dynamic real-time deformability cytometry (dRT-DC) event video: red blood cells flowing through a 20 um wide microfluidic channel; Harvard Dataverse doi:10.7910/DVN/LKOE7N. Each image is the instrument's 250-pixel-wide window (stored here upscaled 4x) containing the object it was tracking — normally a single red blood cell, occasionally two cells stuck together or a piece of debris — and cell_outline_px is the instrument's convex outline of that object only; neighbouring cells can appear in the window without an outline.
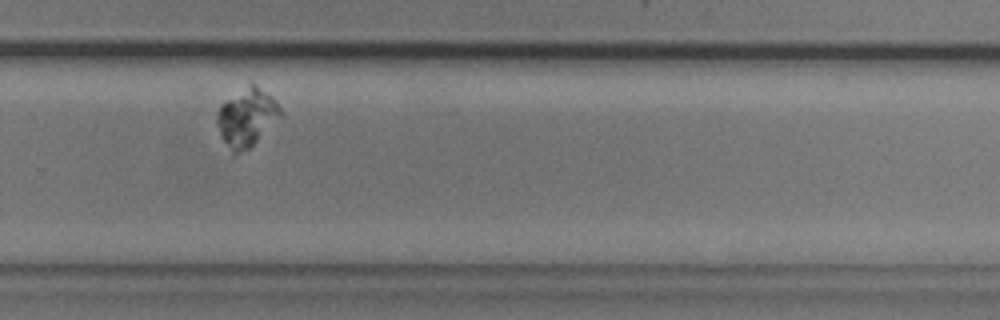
{"species": "common noctule bat (a hibernating species)", "species_latin": "Nyctalus noctula", "temperature_condition": "cold", "stored_images_in_passage": 12, "camera_frame_rate_fps": 3000, "um_per_image_px": 0.085, "animal": {"sex": "male", "body_mass_g": 20.5, "forearm_length_mm": 52.5}, "frame": {"image": 1, "passage_image": 7, "time_ms": 7.667, "image_size_px": [1000, 320], "cell_outline_px": [[284, 116], [248, 148], [236, 156], [232, 156], [220, 136], [216, 124], [216, 116], [220, 104], [224, 100], [252, 80], [272, 96], [276, 100], [284, 112]], "centroid_in_image_um": [20.98, 9.96], "position_along_channel_um": 308.8, "area_um2": 22.43}}